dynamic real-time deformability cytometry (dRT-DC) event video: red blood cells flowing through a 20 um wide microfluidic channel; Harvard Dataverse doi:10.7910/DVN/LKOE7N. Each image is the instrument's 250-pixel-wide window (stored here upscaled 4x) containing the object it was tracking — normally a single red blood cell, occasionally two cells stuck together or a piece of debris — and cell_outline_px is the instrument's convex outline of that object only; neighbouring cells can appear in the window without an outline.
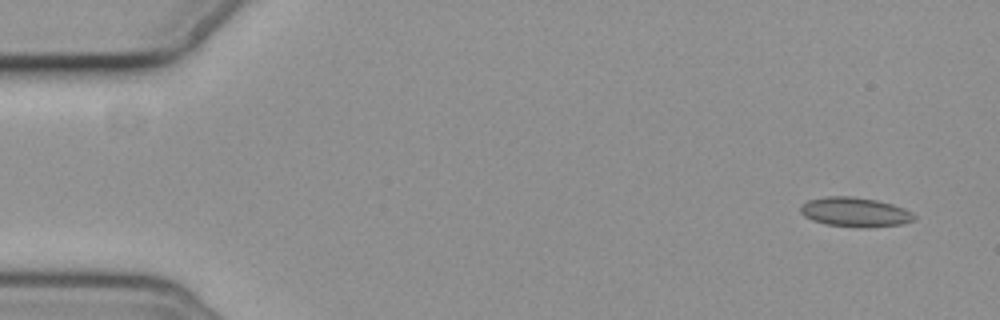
{"species": "common noctule bat (a hibernating species)", "species_latin": "Nyctalus noctula", "temperature_condition": "cold", "stored_images_in_passage": 5, "camera_frame_rate_fps": 3000, "um_per_image_px": 0.085, "animal": {"sex": "female", "body_mass_g": 19.3, "forearm_length_mm": 54.1}, "frame": {"image": 1, "passage_image": 1, "time_ms": 0.0, "image_size_px": [1000, 320], "cell_outline_px": [[916, 220], [904, 224], [824, 224], [812, 220], [804, 216], [800, 212], [800, 208], [808, 200], [828, 196], [852, 196], [876, 200], [892, 204], [904, 208], [912, 212], [916, 216]], "centroid_in_image_um": [72.67, 17.97], "position_along_channel_um": 12.3, "area_um2": 18.5}}